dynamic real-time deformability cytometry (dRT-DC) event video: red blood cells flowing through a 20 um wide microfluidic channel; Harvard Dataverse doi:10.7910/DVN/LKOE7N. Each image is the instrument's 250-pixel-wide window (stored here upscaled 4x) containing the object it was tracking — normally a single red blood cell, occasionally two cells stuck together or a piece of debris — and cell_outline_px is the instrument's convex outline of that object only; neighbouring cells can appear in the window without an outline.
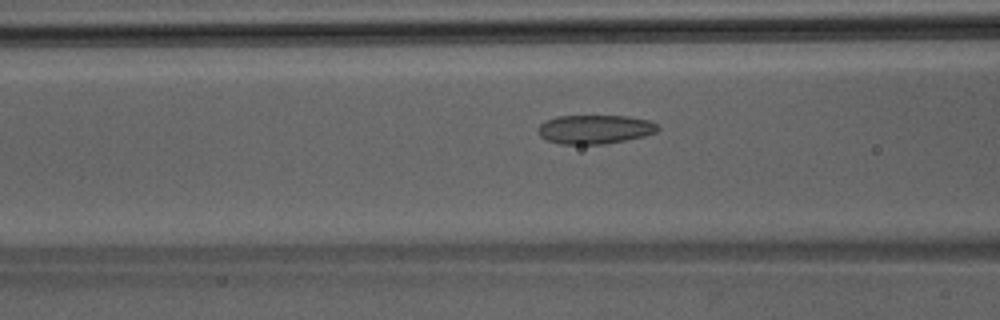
{"species": "Egyptian fruit bat (a non-hibernating species)", "species_latin": "Rousettus aegyptiacus", "temperature_condition": "room temperature", "stored_images_in_passage": 46, "camera_frame_rate_fps": 3000, "um_per_image_px": 0.085, "animal": {"sex": "male"}, "frame": {"image": 1, "passage_image": 19, "time_ms": 6.0, "image_size_px": [1000, 320], "cell_outline_px": [[660, 128], [656, 132], [644, 136], [604, 144], [560, 144], [548, 140], [540, 136], [536, 132], [536, 128], [544, 120], [556, 116], [628, 116], [648, 120], [656, 124]], "centroid_in_image_um": [50.51, 10.98], "position_along_channel_um": 116.1, "area_um2": 20.29}}
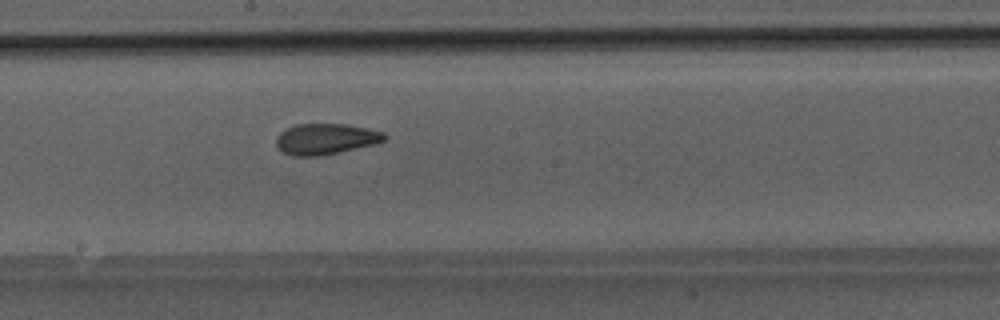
{"frame": {"image": 2, "passage_image": 26, "time_ms": 8.333, "image_size_px": [1000, 320], "cell_outline_px": [[388, 136], [384, 140], [372, 144], [340, 152], [316, 156], [292, 156], [284, 152], [276, 144], [276, 136], [280, 132], [296, 124], [348, 124], [368, 128], [384, 132]], "centroid_in_image_um": [27.68, 11.8], "position_along_channel_um": 220.5, "area_um2": 19.36}}
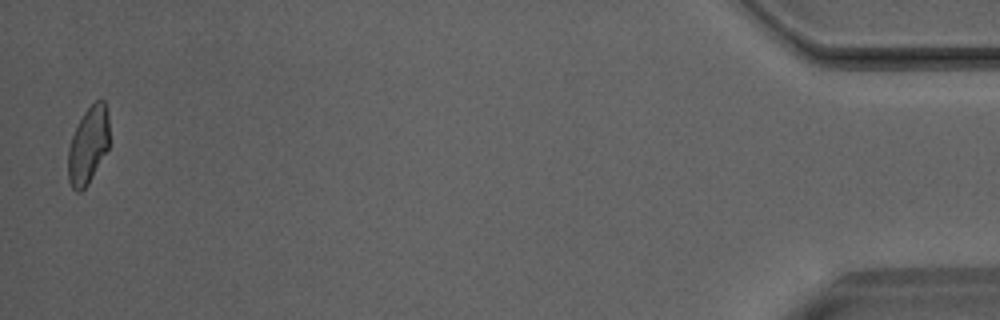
{"frame": {"image": 3, "passage_image": 46, "time_ms": 15.0, "image_size_px": [1000, 320], "cell_outline_px": [[108, 148], [88, 184], [80, 192], [76, 192], [72, 188], [68, 180], [68, 148], [72, 136], [84, 112], [96, 100], [104, 100], [108, 116]], "centroid_in_image_um": [7.48, 12.37], "position_along_channel_um": 427.7, "area_um2": 18.26}}